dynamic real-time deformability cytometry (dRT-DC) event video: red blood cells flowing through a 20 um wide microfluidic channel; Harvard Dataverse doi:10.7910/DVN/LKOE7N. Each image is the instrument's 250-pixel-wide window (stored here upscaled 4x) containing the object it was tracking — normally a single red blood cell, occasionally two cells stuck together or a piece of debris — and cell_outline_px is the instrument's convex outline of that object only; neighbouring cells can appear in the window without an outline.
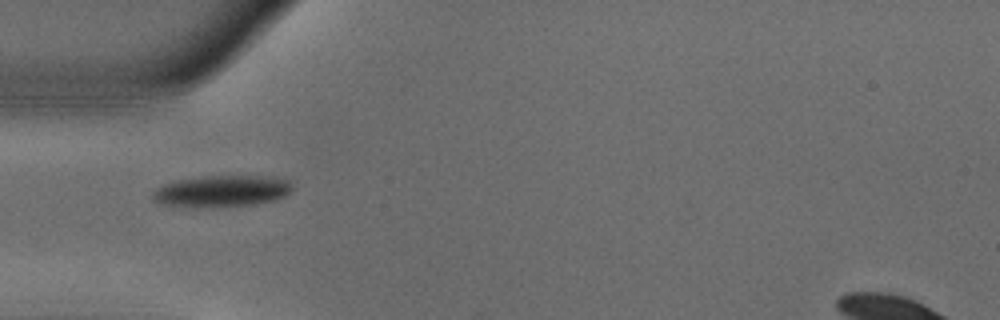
{"species": "common noctule bat (a hibernating species)", "species_latin": "Nyctalus noctula", "temperature_condition": "warm", "stored_images_in_passage": 4, "camera_frame_rate_fps": 3000, "um_per_image_px": 0.085, "animal": {"sex": "male", "body_mass_g": 18.8}, "frame": {"image": 1, "passage_image": 1, "time_ms": 0.0, "image_size_px": [1000, 320], "cell_outline_px": [[292, 188], [284, 196], [276, 200], [256, 204], [200, 208], [196, 208], [160, 204], [152, 200], [152, 192], [156, 188], [172, 180], [204, 176], [260, 176], [288, 180], [292, 184]], "centroid_in_image_um": [18.77, 16.26], "position_along_channel_um": 66.2, "area_um2": 25.95}}
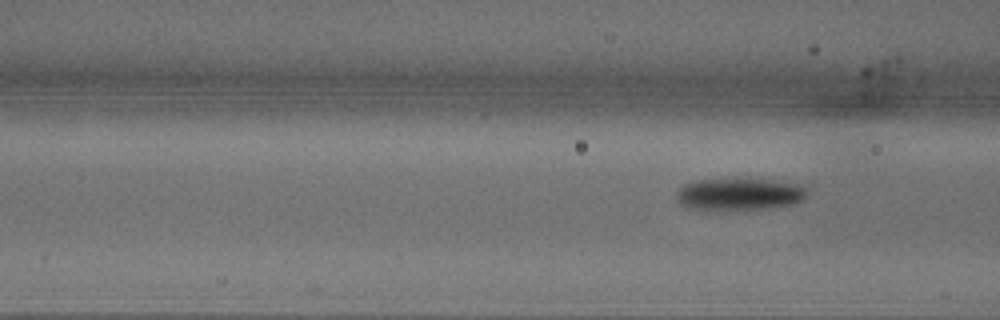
{"frame": {"image": 2, "passage_image": 4, "time_ms": 1.0, "image_size_px": [1000, 320], "cell_outline_px": [[808, 192], [804, 200], [792, 204], [768, 208], [688, 208], [680, 204], [676, 196], [676, 192], [684, 184], [700, 180], [768, 180], [800, 184]], "centroid_in_image_um": [62.87, 16.49], "position_along_channel_um": 103.7, "area_um2": 23.52}}